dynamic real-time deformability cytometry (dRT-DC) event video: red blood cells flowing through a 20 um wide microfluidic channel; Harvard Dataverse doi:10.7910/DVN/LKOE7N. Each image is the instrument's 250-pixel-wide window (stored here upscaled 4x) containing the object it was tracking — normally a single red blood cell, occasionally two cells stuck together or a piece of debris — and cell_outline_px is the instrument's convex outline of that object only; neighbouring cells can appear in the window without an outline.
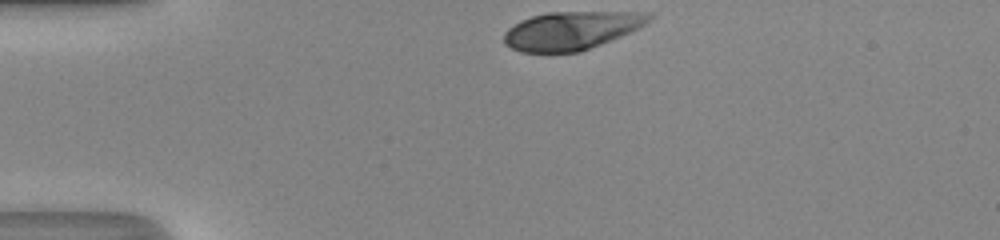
{"species": "human", "species_latin": "Homo sapiens", "temperature_condition": "room temperature", "stored_images_in_passage": 29, "camera_frame_rate_fps": 3000, "um_per_image_px": 0.085, "donor": {"sex": "male"}, "frame": {"image": 1, "passage_image": 1, "time_ms": 0.0, "image_size_px": [1000, 240], "cell_outline_px": [[652, 20], [620, 36], [580, 52], [520, 52], [504, 44], [504, 32], [508, 28], [520, 20], [532, 16], [548, 12], [652, 12]], "centroid_in_image_um": [48.54, 2.59], "position_along_channel_um": 36.5, "area_um2": 32.14}}
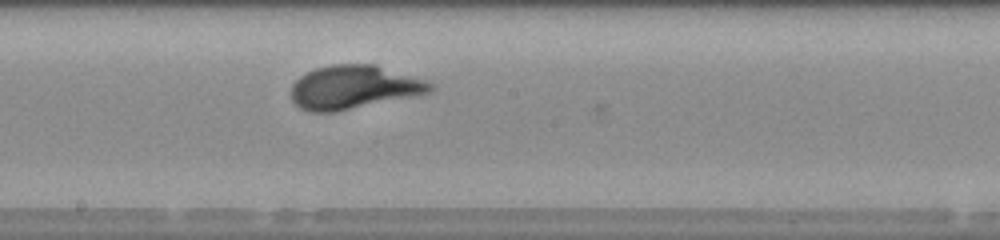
{"frame": {"image": 2, "passage_image": 17, "time_ms": 5.333, "image_size_px": [1000, 240], "cell_outline_px": [[436, 88], [432, 92], [336, 112], [308, 112], [300, 108], [292, 100], [292, 84], [300, 76], [316, 68], [332, 64], [376, 64], [436, 84]], "centroid_in_image_um": [30.09, 7.42], "position_along_channel_um": 218.1, "area_um2": 35.37}}
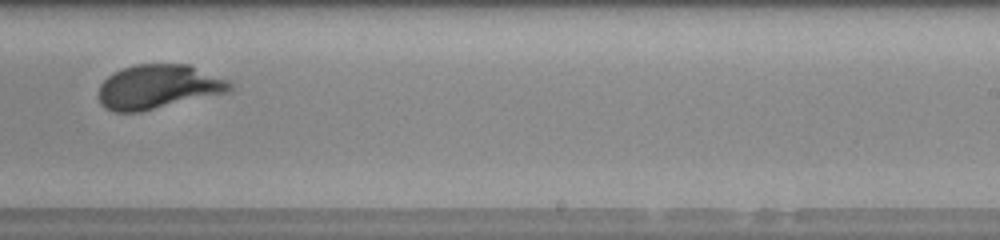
{"frame": {"image": 3, "passage_image": 21, "time_ms": 6.667, "image_size_px": [1000, 240], "cell_outline_px": [[232, 88], [228, 92], [140, 112], [112, 112], [104, 108], [100, 104], [96, 96], [96, 92], [100, 84], [112, 72], [120, 68], [136, 64], [188, 64], [228, 80], [232, 84]], "centroid_in_image_um": [13.37, 7.38], "position_along_channel_um": 275.6, "area_um2": 34.22}, "authors_computed_cell_mechanics": {"area_um2": 33.5818, "velocity_mm_per_s": 4.325, "shape_relaxation_time_tau1_ms": 2.3958, "shape_relaxation_time_tau2_ms": null, "deformation_change_tau1": 0.1994, "deformation_change_tau2": null}}